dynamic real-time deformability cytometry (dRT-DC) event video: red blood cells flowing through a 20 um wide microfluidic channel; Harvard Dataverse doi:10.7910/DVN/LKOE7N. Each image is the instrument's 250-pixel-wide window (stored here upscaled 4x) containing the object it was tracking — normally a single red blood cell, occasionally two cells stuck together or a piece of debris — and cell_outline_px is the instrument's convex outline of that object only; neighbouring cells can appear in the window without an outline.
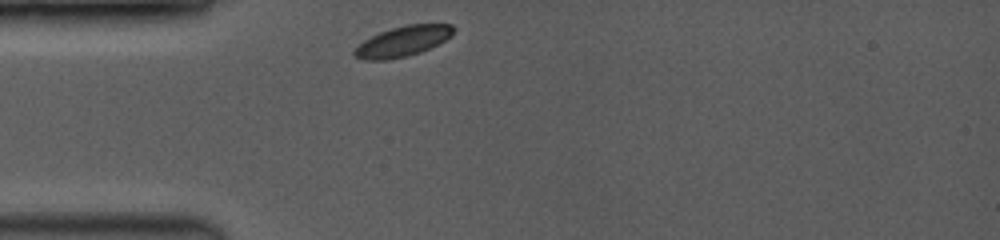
{"species": "common noctule bat (a hibernating species)", "species_latin": "Nyctalus noctula", "temperature_condition": "room temperature", "stored_images_in_passage": 34, "camera_frame_rate_fps": 3500, "um_per_image_px": 0.085, "animal": {"sex": "female", "body_mass_g": 19.0, "forearm_length_mm": 53.3}, "frame": {"image": 1, "passage_image": 1, "time_ms": 0.0, "image_size_px": [1000, 240], "cell_outline_px": [[456, 28], [452, 36], [420, 52], [408, 56], [384, 60], [364, 60], [352, 56], [352, 52], [364, 40], [380, 32], [392, 28], [408, 24], [452, 24]], "centroid_in_image_um": [34.23, 3.51], "position_along_channel_um": 50.8, "area_um2": 17.4}}
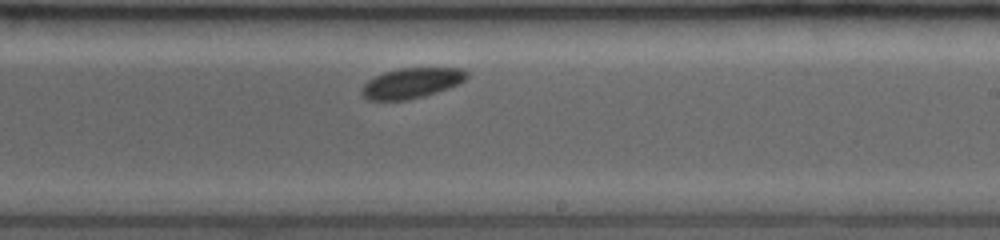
{"frame": {"image": 2, "passage_image": 20, "time_ms": 5.429, "image_size_px": [1000, 240], "cell_outline_px": [[468, 76], [464, 80], [448, 88], [424, 96], [408, 100], [368, 100], [360, 92], [364, 84], [368, 80], [384, 72], [400, 68], [460, 68], [468, 72]], "centroid_in_image_um": [34.96, 7.06], "position_along_channel_um": 254.0, "area_um2": 18.38}}
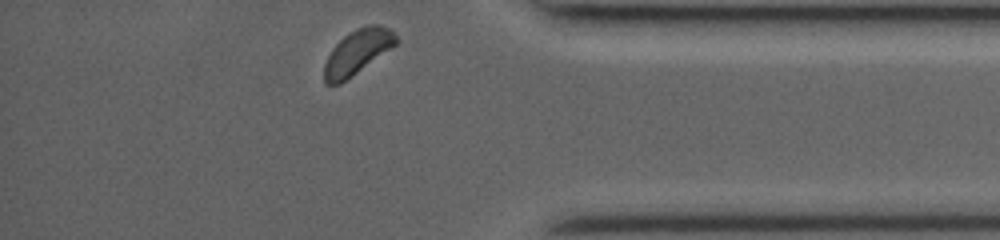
{"frame": {"image": 3, "passage_image": 34, "time_ms": 9.429, "image_size_px": [1000, 240], "cell_outline_px": [[400, 40], [396, 44], [340, 84], [328, 84], [324, 80], [324, 64], [332, 48], [344, 36], [356, 28], [372, 24], [380, 24], [388, 28]], "centroid_in_image_um": [30.37, 4.4], "position_along_channel_um": 404.8, "area_um2": 18.26}}